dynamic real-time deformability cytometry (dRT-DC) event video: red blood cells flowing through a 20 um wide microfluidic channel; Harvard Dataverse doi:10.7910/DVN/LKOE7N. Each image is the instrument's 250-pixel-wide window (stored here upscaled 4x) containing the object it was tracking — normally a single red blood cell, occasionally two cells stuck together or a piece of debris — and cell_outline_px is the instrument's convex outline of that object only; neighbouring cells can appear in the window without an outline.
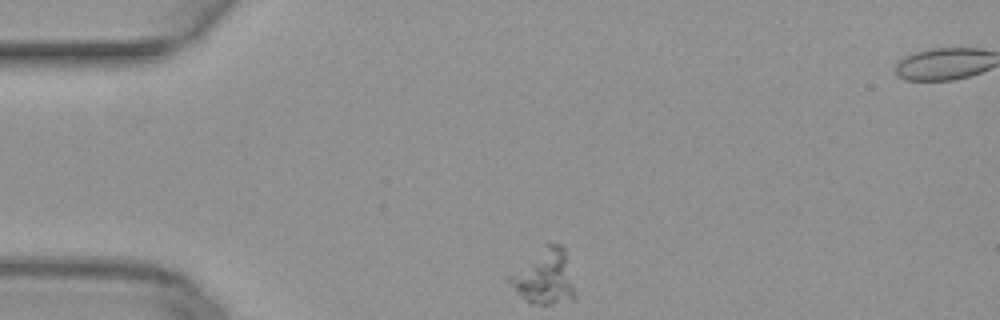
{"species": "common noctule bat (a hibernating species)", "species_latin": "Nyctalus noctula", "temperature_condition": "warm", "stored_images_in_passage": 42, "camera_frame_rate_fps": 3000, "um_per_image_px": 0.085, "animal": {"sex": "female", "body_mass_g": 29.2, "forearm_length_mm": 56.3}, "frame": {"image": 1, "passage_image": 1, "time_ms": 0.0, "image_size_px": [1000, 320], "cell_outline_px": [[576, 296], [572, 300], [552, 304], [540, 304], [524, 300], [504, 280], [504, 276], [544, 244], [560, 244], [564, 248], [576, 292]], "centroid_in_image_um": [46.21, 23.52], "position_along_channel_um": 38.8, "area_um2": 21.56}}
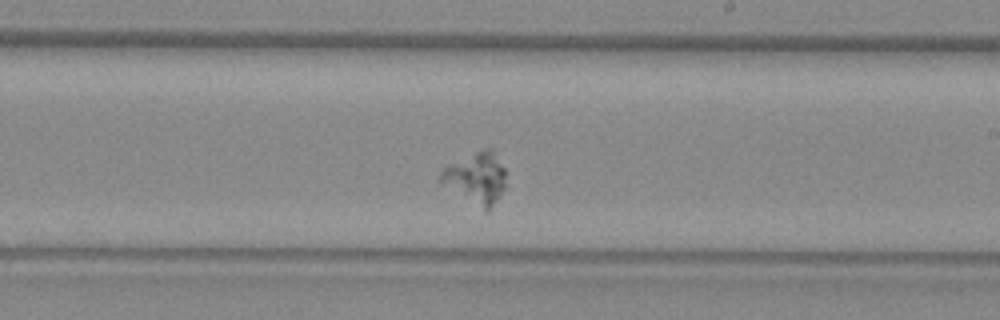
{"frame": {"image": 2, "passage_image": 20, "time_ms": 6.333, "image_size_px": [1000, 320], "cell_outline_px": [[504, 188], [488, 212], [484, 212], [440, 184], [440, 172], [448, 164], [484, 148], [492, 148], [504, 168]], "centroid_in_image_um": [40.44, 15.16], "position_along_channel_um": 248.6, "area_um2": 19.65}}
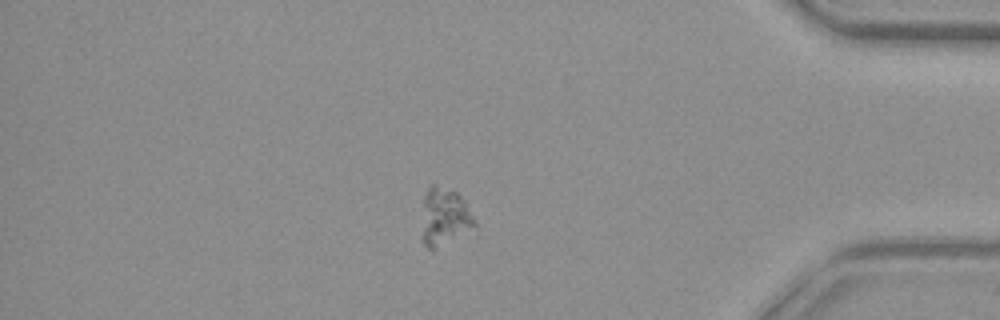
{"frame": {"image": 3, "passage_image": 34, "time_ms": 11.0, "image_size_px": [1000, 320], "cell_outline_px": [[476, 224], [436, 248], [428, 248], [420, 240], [420, 236], [424, 196], [428, 188], [432, 184], [436, 184], [456, 192], [460, 196], [476, 220]], "centroid_in_image_um": [37.7, 18.4], "position_along_channel_um": 397.5, "area_um2": 17.34}}